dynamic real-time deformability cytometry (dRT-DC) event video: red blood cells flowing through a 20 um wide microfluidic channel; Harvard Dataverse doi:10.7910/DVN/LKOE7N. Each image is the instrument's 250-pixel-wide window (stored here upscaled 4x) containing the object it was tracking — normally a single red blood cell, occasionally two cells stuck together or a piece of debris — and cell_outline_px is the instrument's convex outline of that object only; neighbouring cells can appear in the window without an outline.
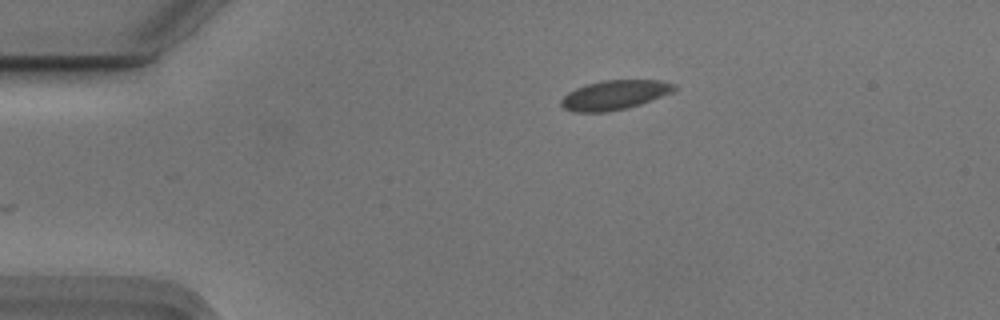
{"species": "Egyptian fruit bat (a non-hibernating species)", "species_latin": "Rousettus aegyptiacus", "temperature_condition": "cold", "stored_images_in_passage": 5, "camera_frame_rate_fps": 3000, "um_per_image_px": 0.085, "animal": {"sex": "male"}, "frame": {"image": 1, "passage_image": 1, "time_ms": 0.0, "image_size_px": [1000, 320], "cell_outline_px": [[676, 88], [672, 92], [640, 104], [628, 108], [608, 112], [576, 112], [564, 108], [560, 104], [560, 100], [568, 92], [576, 88], [588, 84], [604, 80], [660, 80], [676, 84]], "centroid_in_image_um": [52.23, 8.07], "position_along_channel_um": 32.8, "area_um2": 19.31}}